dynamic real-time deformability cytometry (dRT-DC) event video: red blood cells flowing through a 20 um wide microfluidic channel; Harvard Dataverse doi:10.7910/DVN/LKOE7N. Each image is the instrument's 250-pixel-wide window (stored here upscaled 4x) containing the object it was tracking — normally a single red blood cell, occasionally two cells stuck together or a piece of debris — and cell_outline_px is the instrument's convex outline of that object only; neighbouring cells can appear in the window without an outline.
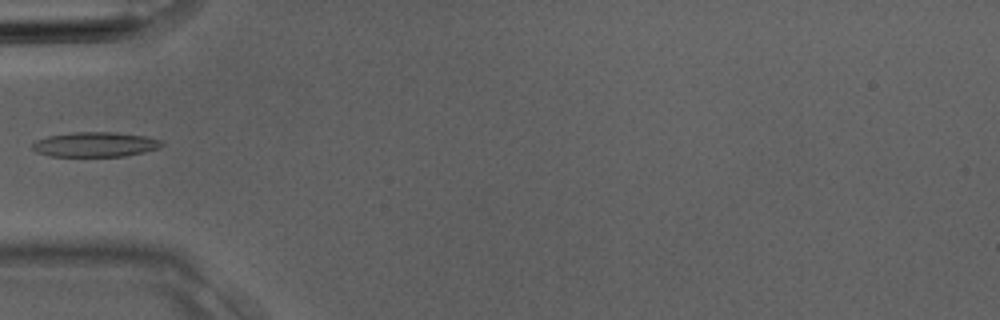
{"species": "Egyptian fruit bat (a non-hibernating species)", "species_latin": "Rousettus aegyptiacus", "temperature_condition": "room temperature", "stored_images_in_passage": 2, "camera_frame_rate_fps": 3000, "um_per_image_px": 0.085, "animal": {"sex": "male"}, "frame": {"image": 1, "passage_image": 2, "time_ms": 0.333, "image_size_px": [1000, 320], "cell_outline_px": [[164, 144], [160, 148], [144, 152], [124, 156], [48, 156], [36, 152], [32, 148], [32, 144], [36, 140], [48, 136], [72, 132], [112, 132], [144, 136], [160, 140]], "centroid_in_image_um": [8.07, 12.28], "position_along_channel_um": 76.9, "area_um2": 18.67}}